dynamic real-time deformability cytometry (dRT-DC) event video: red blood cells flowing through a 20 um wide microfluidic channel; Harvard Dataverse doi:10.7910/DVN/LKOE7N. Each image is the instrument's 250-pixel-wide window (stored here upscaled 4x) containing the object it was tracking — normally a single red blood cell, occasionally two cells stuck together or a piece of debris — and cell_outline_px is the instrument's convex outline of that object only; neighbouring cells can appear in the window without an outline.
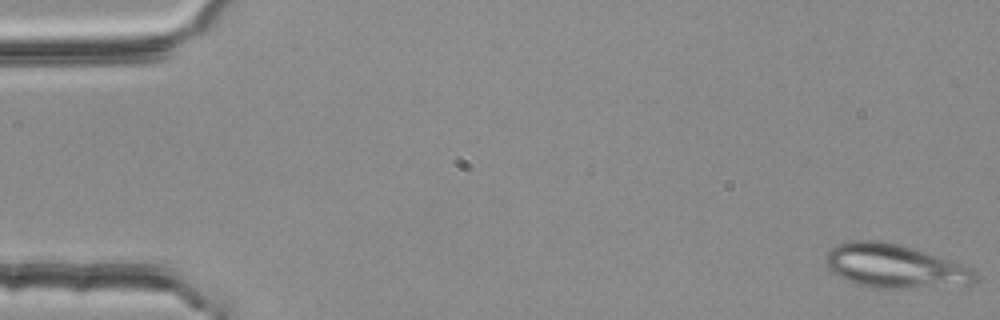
{"species": "common noctule bat (a hibernating species)", "species_latin": "Nyctalus noctula", "temperature_condition": "room temperature", "stored_images_in_passage": 14, "camera_frame_rate_fps": 3000, "um_per_image_px": 0.085, "animal": {"sex": "female", "body_mass_g": 25.1}, "frame": {"image": 1, "passage_image": 1, "time_ms": 0.0, "image_size_px": [1000, 320], "cell_outline_px": [[980, 276], [972, 284], [908, 288], [876, 288], [856, 284], [832, 272], [828, 268], [824, 260], [824, 256], [832, 248], [840, 244], [852, 240], [880, 240], [900, 244], [972, 268]], "centroid_in_image_um": [76.04, 22.62], "position_along_channel_um": 9.0, "area_um2": 37.8}}